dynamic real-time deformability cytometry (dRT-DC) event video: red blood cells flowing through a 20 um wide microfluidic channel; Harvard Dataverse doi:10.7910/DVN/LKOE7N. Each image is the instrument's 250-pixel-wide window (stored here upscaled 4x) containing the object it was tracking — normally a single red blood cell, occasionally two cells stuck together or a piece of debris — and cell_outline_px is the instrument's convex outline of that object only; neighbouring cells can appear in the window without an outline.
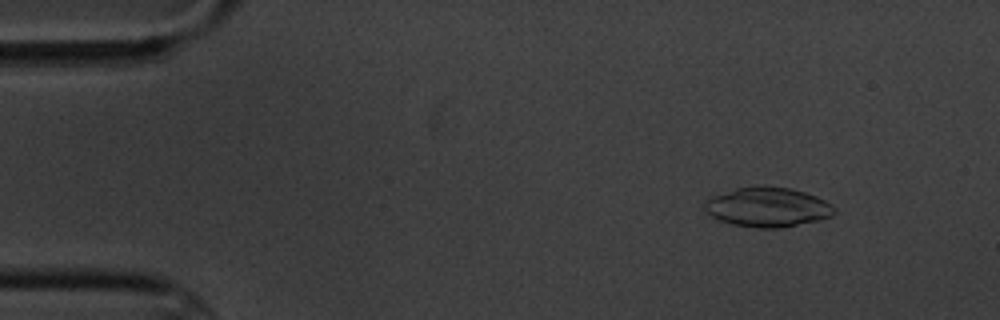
{"species": "common noctule bat (a hibernating species)", "species_latin": "Nyctalus noctula", "temperature_condition": "cold", "stored_images_in_passage": 6, "camera_frame_rate_fps": 3000, "um_per_image_px": 0.085, "animal": {"sex": "male", "body_mass_g": 20.1, "forearm_length_mm": 53.5}, "frame": {"image": 1, "passage_image": 2, "time_ms": 1.333, "image_size_px": [1000, 320], "cell_outline_px": [[836, 212], [832, 216], [820, 220], [780, 228], [756, 228], [732, 224], [720, 220], [712, 216], [704, 208], [704, 200], [712, 196], [736, 188], [756, 184], [764, 184], [792, 188], [816, 196], [832, 204], [836, 208]], "centroid_in_image_um": [65.26, 17.58], "position_along_channel_um": 19.7, "area_um2": 30.4}}